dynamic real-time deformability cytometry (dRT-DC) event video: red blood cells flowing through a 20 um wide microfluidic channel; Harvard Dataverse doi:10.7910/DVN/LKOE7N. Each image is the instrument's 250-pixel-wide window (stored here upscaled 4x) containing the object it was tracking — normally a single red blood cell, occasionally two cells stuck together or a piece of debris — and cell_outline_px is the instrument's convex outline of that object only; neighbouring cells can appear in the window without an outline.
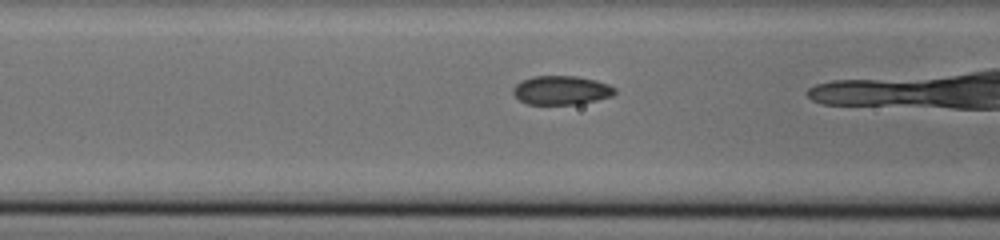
{"species": "common noctule bat (a hibernating species)", "species_latin": "Nyctalus noctula", "temperature_condition": "cold", "stored_images_in_passage": 36, "camera_frame_rate_fps": 3000, "um_per_image_px": 0.085, "animal": {"sex": "male", "body_mass_g": 20.0, "forearm_length_mm": 53.3}, "frame": {"image": 1, "passage_image": 15, "time_ms": 4.667, "image_size_px": [1000, 240], "cell_outline_px": [[616, 92], [612, 96], [596, 100], [576, 104], [528, 104], [520, 100], [512, 92], [512, 88], [516, 84], [532, 76], [576, 76], [596, 80], [608, 84], [616, 88]], "centroid_in_image_um": [47.72, 7.66], "position_along_channel_um": 118.9, "area_um2": 17.05}}
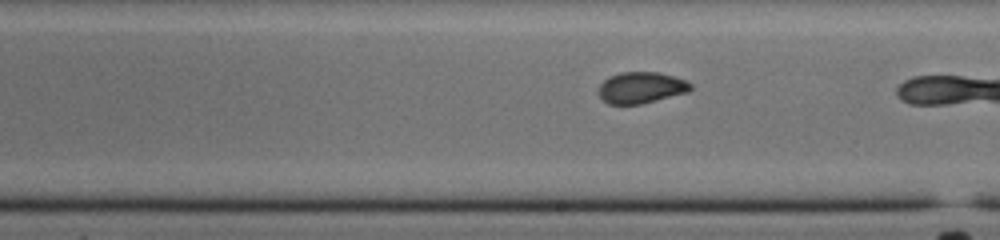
{"frame": {"image": 2, "passage_image": 24, "time_ms": 7.667, "image_size_px": [1000, 240], "cell_outline_px": [[692, 88], [688, 92], [640, 104], [608, 104], [600, 96], [600, 84], [608, 76], [620, 72], [660, 72], [684, 80], [692, 84]], "centroid_in_image_um": [54.49, 7.44], "position_along_channel_um": 234.5, "area_um2": 16.65}}
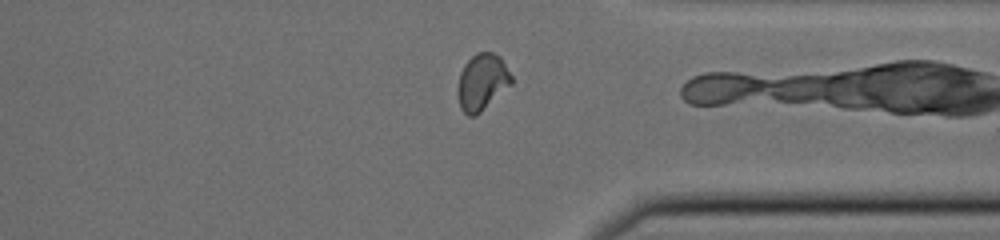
{"frame": {"image": 3, "passage_image": 35, "time_ms": 11.333, "image_size_px": [1000, 240], "cell_outline_px": [[512, 84], [476, 116], [468, 116], [460, 108], [456, 92], [460, 72], [464, 64], [476, 52], [492, 52], [500, 56], [512, 76]], "centroid_in_image_um": [40.96, 6.98], "position_along_channel_um": 370.4, "area_um2": 17.86}}